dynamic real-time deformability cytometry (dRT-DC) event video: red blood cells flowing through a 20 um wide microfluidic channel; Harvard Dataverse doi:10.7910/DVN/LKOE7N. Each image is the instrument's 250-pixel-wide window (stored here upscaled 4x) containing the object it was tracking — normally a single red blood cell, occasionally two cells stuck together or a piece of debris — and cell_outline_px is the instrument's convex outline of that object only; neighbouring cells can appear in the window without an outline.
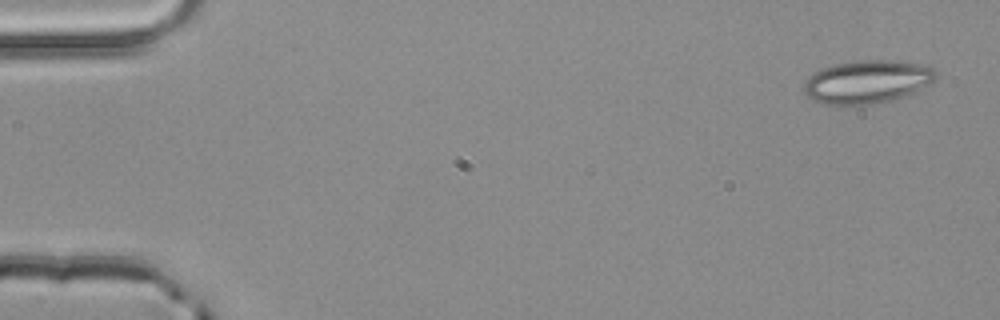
{"species": "common noctule bat (a hibernating species)", "species_latin": "Nyctalus noctula", "temperature_condition": "room temperature", "stored_images_in_passage": 5, "camera_frame_rate_fps": 3000, "um_per_image_px": 0.085, "animal": {"sex": "male", "body_mass_g": 20.4}, "frame": {"image": 1, "passage_image": 1, "time_ms": 0.0, "image_size_px": [1000, 320], "cell_outline_px": [[936, 76], [928, 84], [912, 92], [892, 100], [864, 104], [824, 104], [812, 100], [804, 92], [804, 84], [808, 76], [812, 72], [836, 64], [856, 60], [892, 60], [928, 64], [936, 72]], "centroid_in_image_um": [73.68, 6.92], "position_along_channel_um": 11.3, "area_um2": 32.89}}
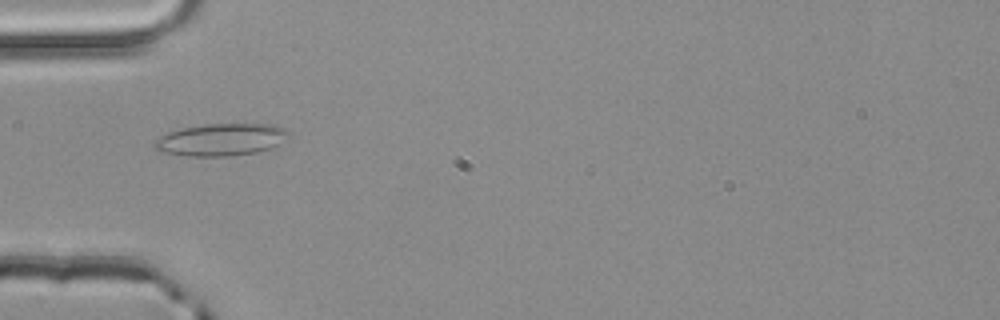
{"frame": {"image": 2, "passage_image": 4, "time_ms": 1.0, "image_size_px": [1000, 320], "cell_outline_px": [[292, 136], [268, 148], [256, 152], [232, 156], [188, 156], [160, 152], [152, 144], [160, 136], [168, 132], [180, 128], [204, 124], [276, 124], [288, 128], [292, 132]], "centroid_in_image_um": [18.83, 11.85], "position_along_channel_um": 66.2, "area_um2": 25.49}}
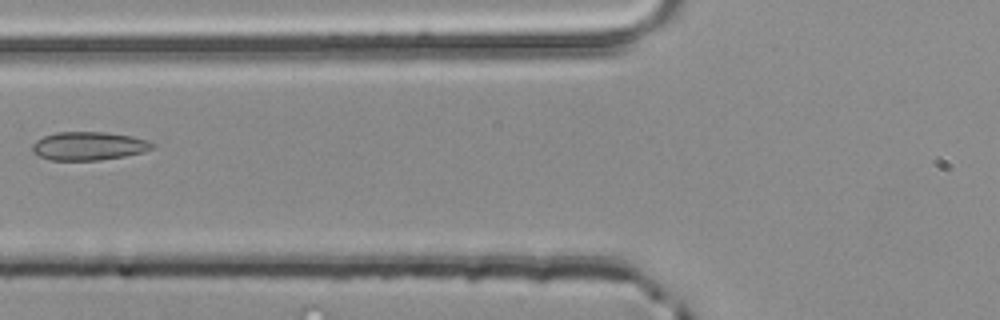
{"frame": {"image": 3, "passage_image": 5, "time_ms": 1.333, "image_size_px": [1000, 320], "cell_outline_px": [[156, 148], [144, 152], [124, 156], [100, 160], [48, 160], [32, 152], [32, 144], [36, 140], [44, 136], [56, 132], [108, 132], [132, 136], [148, 140], [156, 144]], "centroid_in_image_um": [7.57, 12.41], "position_along_channel_um": 118.2, "area_um2": 20.11}}